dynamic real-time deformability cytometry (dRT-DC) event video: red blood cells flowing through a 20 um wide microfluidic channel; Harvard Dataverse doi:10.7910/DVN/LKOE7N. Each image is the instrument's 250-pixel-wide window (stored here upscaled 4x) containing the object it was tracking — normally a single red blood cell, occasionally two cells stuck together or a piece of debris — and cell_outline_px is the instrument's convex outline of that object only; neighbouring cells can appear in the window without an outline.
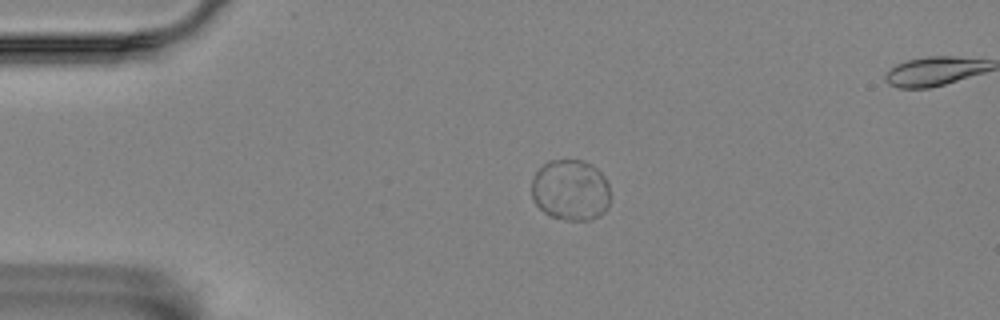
{"species": "Egyptian fruit bat (a non-hibernating species)", "species_latin": "Rousettus aegyptiacus", "temperature_condition": "room temperature", "stored_images_in_passage": 46, "segment_of_instrument_passage": [1, 2], "camera_frame_rate_fps": 3000, "um_per_image_px": 0.085, "animal": {"sex": "female"}, "frame": {"image": 1, "passage_image": 1, "time_ms": 0.0, "image_size_px": [1000, 320], "cell_outline_px": [[608, 208], [604, 212], [588, 220], [564, 220], [552, 216], [544, 212], [532, 200], [532, 176], [548, 160], [584, 160], [592, 164], [604, 176], [608, 184]], "centroid_in_image_um": [48.47, 16.14], "position_along_channel_um": 36.5, "area_um2": 27.98}}
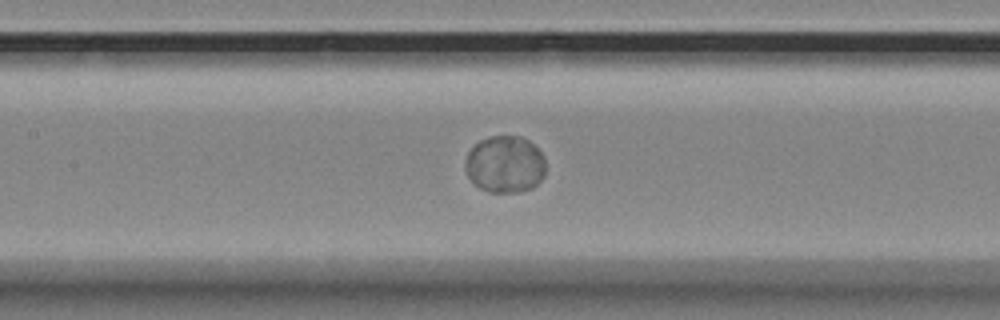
{"frame": {"image": 2, "passage_image": 15, "time_ms": 4.667, "image_size_px": [1000, 320], "cell_outline_px": [[544, 176], [532, 188], [520, 192], [488, 192], [480, 188], [468, 176], [464, 168], [464, 160], [468, 152], [480, 140], [488, 136], [520, 136], [528, 140], [540, 152], [544, 160]], "centroid_in_image_um": [42.89, 13.97], "position_along_channel_um": 164.5, "area_um2": 26.65}}
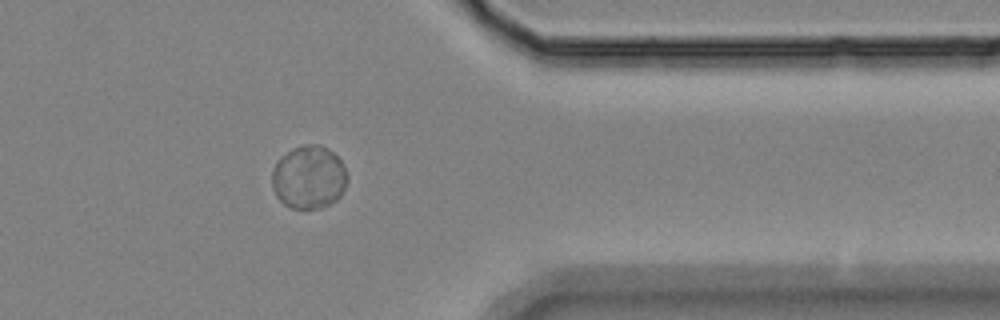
{"frame": {"image": 3, "passage_image": 35, "time_ms": 11.333, "image_size_px": [1000, 320], "cell_outline_px": [[348, 180], [340, 196], [336, 200], [320, 208], [292, 208], [284, 204], [276, 196], [272, 188], [272, 172], [276, 160], [292, 148], [304, 144], [320, 144], [328, 148], [344, 164], [348, 176]], "centroid_in_image_um": [26.25, 15.05], "position_along_channel_um": 385.2, "area_um2": 27.98}}